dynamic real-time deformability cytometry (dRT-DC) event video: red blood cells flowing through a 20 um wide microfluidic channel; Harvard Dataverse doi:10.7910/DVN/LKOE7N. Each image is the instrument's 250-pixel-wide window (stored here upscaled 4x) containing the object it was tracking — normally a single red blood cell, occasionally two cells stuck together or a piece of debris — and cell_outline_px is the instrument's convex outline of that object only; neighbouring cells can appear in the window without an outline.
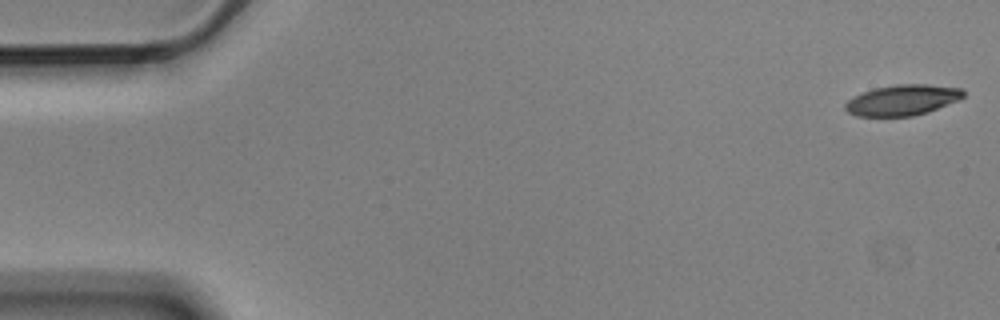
{"species": "Egyptian fruit bat (a non-hibernating species)", "species_latin": "Rousettus aegyptiacus", "temperature_condition": "cold", "stored_images_in_passage": 5, "segment_of_instrument_passage": [2, 2], "camera_frame_rate_fps": 3000, "um_per_image_px": 0.085, "animal": {"sex": "male"}, "frame": {"image": 1, "passage_image": 5, "time_ms": 1.333, "image_size_px": [1000, 320], "cell_outline_px": [[964, 96], [960, 100], [928, 112], [912, 116], [856, 116], [848, 112], [844, 108], [844, 104], [852, 96], [872, 88], [896, 84], [928, 84], [960, 88], [964, 92]], "centroid_in_image_um": [76.69, 8.5], "position_along_channel_um": 8.3, "area_um2": 21.33}}